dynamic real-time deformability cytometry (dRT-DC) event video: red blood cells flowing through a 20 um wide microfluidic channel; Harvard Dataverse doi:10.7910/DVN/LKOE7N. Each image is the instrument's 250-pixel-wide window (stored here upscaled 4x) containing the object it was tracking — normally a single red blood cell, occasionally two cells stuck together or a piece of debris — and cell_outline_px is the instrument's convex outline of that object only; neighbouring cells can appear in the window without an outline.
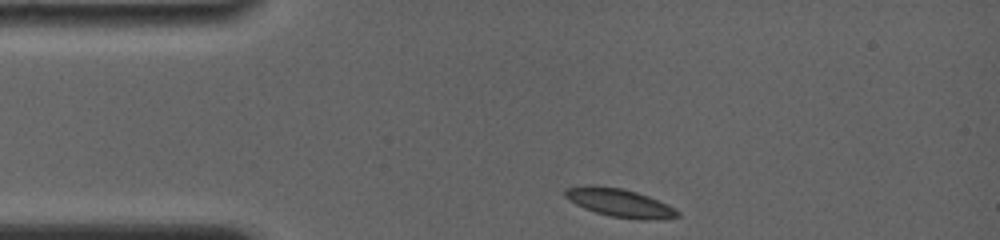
{"species": "common noctule bat (a hibernating species)", "species_latin": "Nyctalus noctula", "temperature_condition": "room temperature", "stored_images_in_passage": 73, "camera_frame_rate_fps": 4000, "um_per_image_px": 0.085, "animal": {"sex": "female", "body_mass_g": 19.0, "forearm_length_mm": 56.7}, "frame": {"image": 1, "passage_image": 1, "time_ms": 0.0, "image_size_px": [1000, 240], "cell_outline_px": [[680, 216], [644, 220], [612, 216], [596, 212], [584, 208], [576, 204], [564, 196], [564, 192], [568, 188], [624, 188], [648, 196], [668, 204], [680, 212]], "centroid_in_image_um": [52.76, 17.28], "position_along_channel_um": 32.2, "area_um2": 17.51}}
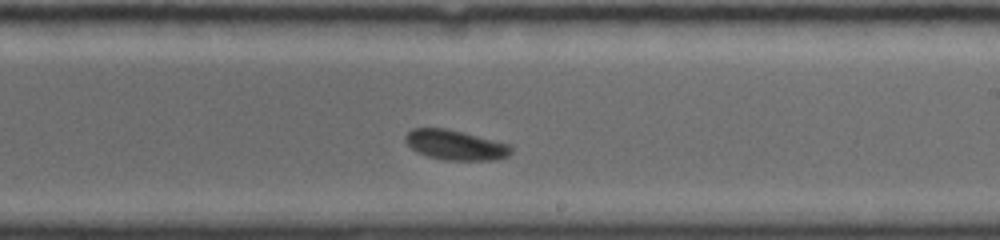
{"frame": {"image": 2, "passage_image": 41, "time_ms": 6.75, "image_size_px": [1000, 240], "cell_outline_px": [[512, 152], [508, 156], [496, 160], [444, 160], [428, 156], [416, 152], [404, 140], [404, 136], [412, 128], [444, 128], [464, 132], [512, 144]], "centroid_in_image_um": [38.74, 12.32], "position_along_channel_um": 250.3, "area_um2": 18.67}}
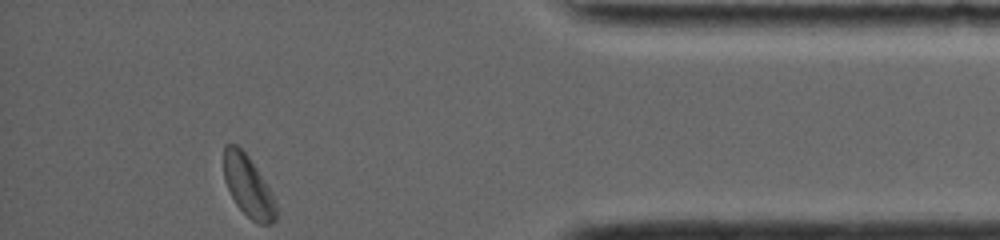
{"frame": {"image": 3, "passage_image": 72, "time_ms": 11.75, "image_size_px": [1000, 240], "cell_outline_px": [[276, 220], [272, 224], [260, 224], [252, 220], [236, 204], [224, 180], [224, 144], [236, 144], [248, 156], [272, 192], [276, 200]], "centroid_in_image_um": [21.11, 15.84], "position_along_channel_um": 414.1, "area_um2": 18.5}, "authors_computed_cell_mechanics": {"area_um2": 18.496, "velocity_mm_per_s": 3.7707, "shape_relaxation_time_tau1_ms": 1.9929, "shape_relaxation_time_tau2_ms": null, "deformation_change_tau1": 0.0466, "deformation_change_tau2": null}}